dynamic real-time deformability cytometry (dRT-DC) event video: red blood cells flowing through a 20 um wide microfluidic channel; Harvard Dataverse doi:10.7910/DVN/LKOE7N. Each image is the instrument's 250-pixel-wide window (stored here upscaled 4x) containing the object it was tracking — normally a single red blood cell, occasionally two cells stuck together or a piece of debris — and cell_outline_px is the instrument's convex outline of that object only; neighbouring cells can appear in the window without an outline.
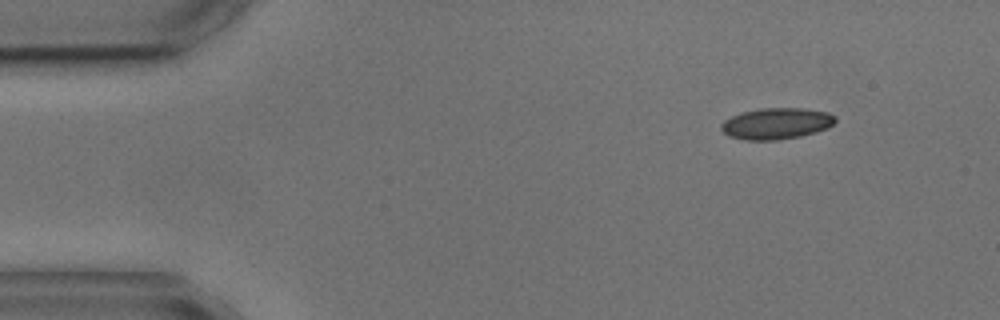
{"species": "common noctule bat (a hibernating species)", "species_latin": "Nyctalus noctula", "temperature_condition": "cold", "stored_images_in_passage": 3, "segment_of_instrument_passage": [2, 2], "camera_frame_rate_fps": 3000, "um_per_image_px": 0.085, "animal": {"sex": "male", "body_mass_g": 17.9, "forearm_length_mm": 54.2}, "frame": {"image": 1, "passage_image": 3, "time_ms": 3.333, "image_size_px": [1000, 320], "cell_outline_px": [[836, 120], [828, 128], [816, 132], [800, 136], [776, 140], [744, 140], [728, 136], [720, 128], [720, 124], [724, 120], [740, 112], [760, 108], [804, 108], [828, 112], [836, 116]], "centroid_in_image_um": [65.98, 10.49], "position_along_channel_um": 19.0, "area_um2": 20.98}}